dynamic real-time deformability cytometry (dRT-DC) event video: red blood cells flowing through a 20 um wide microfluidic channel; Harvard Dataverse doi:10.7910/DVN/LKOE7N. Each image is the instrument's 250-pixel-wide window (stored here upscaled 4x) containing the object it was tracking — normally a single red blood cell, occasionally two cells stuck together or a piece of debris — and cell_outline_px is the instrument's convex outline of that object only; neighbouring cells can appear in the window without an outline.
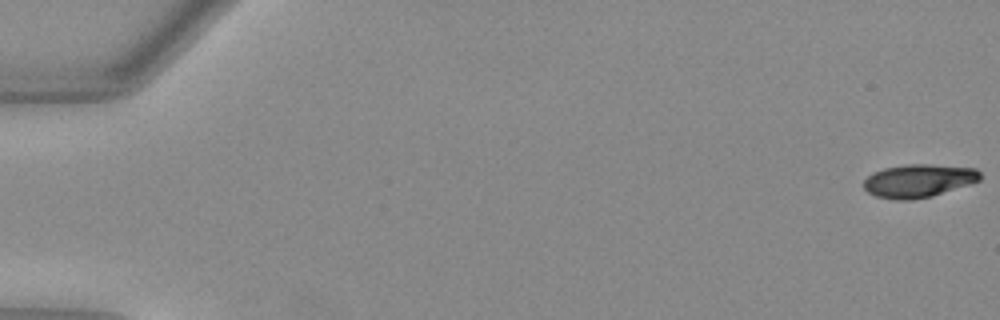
{"species": "Egyptian fruit bat (a non-hibernating species)", "species_latin": "Rousettus aegyptiacus", "temperature_condition": "warm", "stored_images_in_passage": 52, "camera_frame_rate_fps": 3000, "um_per_image_px": 0.085, "animal": {"sex": "female"}, "frame": {"image": 1, "passage_image": 1, "time_ms": 0.0, "image_size_px": [1000, 320], "cell_outline_px": [[980, 180], [972, 184], [932, 196], [908, 200], [896, 200], [876, 196], [868, 192], [864, 188], [864, 180], [872, 172], [884, 168], [904, 164], [932, 164], [976, 168], [980, 172]], "centroid_in_image_um": [78.09, 15.35], "position_along_channel_um": 6.9, "area_um2": 22.66}}
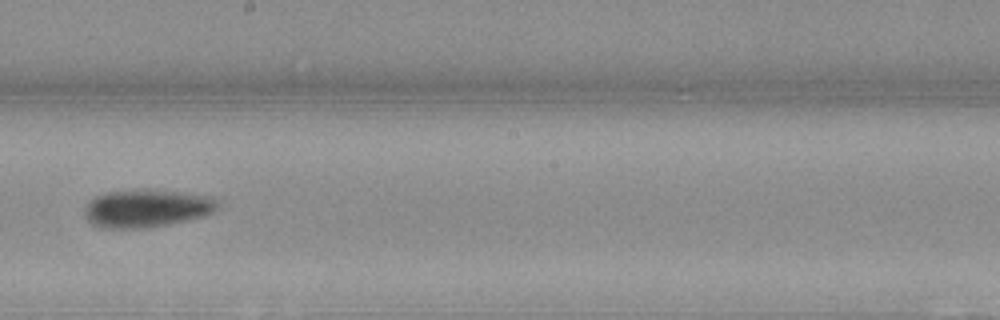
{"frame": {"image": 2, "passage_image": 31, "time_ms": 10.0, "image_size_px": [1000, 320], "cell_outline_px": [[220, 200], [216, 208], [212, 212], [200, 216], [184, 220], [144, 228], [104, 228], [88, 220], [84, 212], [84, 204], [92, 196], [104, 192], [140, 188], [160, 188], [216, 196]], "centroid_in_image_um": [12.46, 17.63], "position_along_channel_um": 235.7, "area_um2": 30.11}}
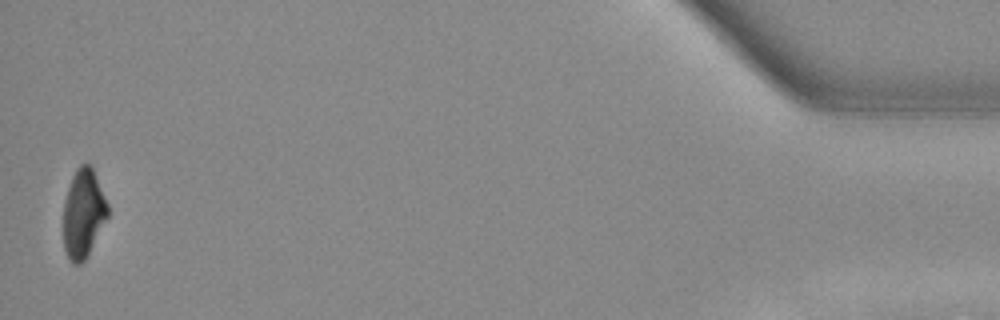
{"frame": {"image": 3, "passage_image": 52, "time_ms": 17.0, "image_size_px": [1000, 320], "cell_outline_px": [[108, 216], [84, 260], [80, 264], [72, 264], [64, 248], [64, 200], [72, 176], [76, 168], [80, 164], [92, 164], [108, 204]], "centroid_in_image_um": [7.08, 18.09], "position_along_channel_um": 428.1, "area_um2": 22.77}, "authors_computed_cell_mechanics": {"area_um2": 25.1141, "velocity_mm_per_s": 3.993, "shape_relaxation_time_tau1_ms": 3.1736, "shape_relaxation_time_tau2_ms": 10.0569, "deformation_change_tau1": 0.1646, "deformation_change_tau2": 0.1686}}